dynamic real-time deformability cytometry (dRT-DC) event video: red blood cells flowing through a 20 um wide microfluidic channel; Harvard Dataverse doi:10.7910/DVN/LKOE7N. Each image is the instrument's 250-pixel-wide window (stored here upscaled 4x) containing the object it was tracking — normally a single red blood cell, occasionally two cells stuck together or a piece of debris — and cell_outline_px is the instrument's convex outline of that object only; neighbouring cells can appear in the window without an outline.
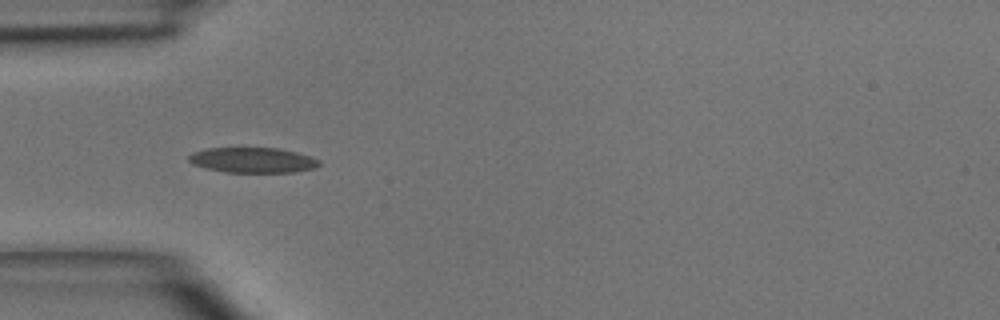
{"species": "common noctule bat (a hibernating species)", "species_latin": "Nyctalus noctula", "temperature_condition": "room temperature", "stored_images_in_passage": 2, "camera_frame_rate_fps": 3000, "um_per_image_px": 0.085, "animal": {"sex": "male", "body_mass_g": 15.6}, "frame": {"image": 1, "passage_image": 1, "time_ms": 0.0, "image_size_px": [1000, 320], "cell_outline_px": [[320, 164], [316, 168], [296, 172], [228, 172], [208, 168], [192, 164], [188, 160], [188, 156], [192, 152], [208, 148], [280, 148], [296, 152], [320, 160]], "centroid_in_image_um": [21.5, 13.61], "position_along_channel_um": 63.5, "area_um2": 19.13}}
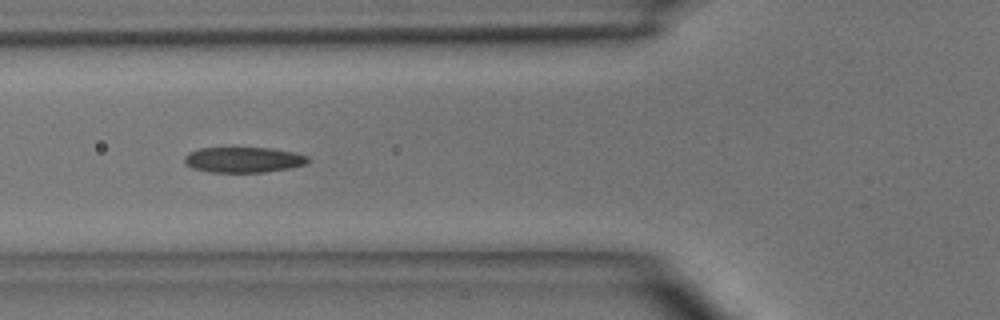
{"frame": {"image": 2, "passage_image": 2, "time_ms": 1.0, "image_size_px": [1000, 320], "cell_outline_px": [[312, 160], [304, 164], [288, 168], [264, 172], [208, 172], [192, 168], [184, 164], [184, 156], [188, 152], [200, 148], [272, 148], [292, 152], [308, 156]], "centroid_in_image_um": [20.65, 13.58], "position_along_channel_um": 105.1, "area_um2": 18.38}}